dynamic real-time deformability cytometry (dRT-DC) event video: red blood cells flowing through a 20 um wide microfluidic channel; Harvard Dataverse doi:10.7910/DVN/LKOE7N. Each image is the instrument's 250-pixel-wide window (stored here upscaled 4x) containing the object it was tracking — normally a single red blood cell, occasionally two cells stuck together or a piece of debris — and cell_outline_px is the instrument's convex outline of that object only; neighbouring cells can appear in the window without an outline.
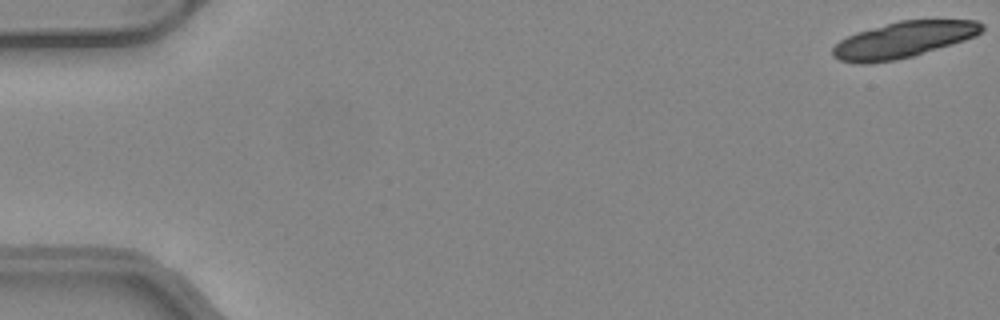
{"species": "common noctule bat (a hibernating species)", "species_latin": "Nyctalus noctula", "temperature_condition": "warm", "stored_images_in_passage": 19, "camera_frame_rate_fps": 3000, "um_per_image_px": 0.085, "animal": {"sex": "female", "body_mass_g": 24.6, "forearm_length_mm": 56.2}, "frame": {"image": 1, "passage_image": 1, "time_ms": 0.0, "image_size_px": [1000, 320], "cell_outline_px": [[984, 28], [976, 36], [952, 44], [912, 56], [896, 60], [868, 64], [856, 64], [840, 60], [832, 56], [832, 48], [840, 40], [856, 32], [900, 20], [976, 20], [984, 24]], "centroid_in_image_um": [76.77, 3.39], "position_along_channel_um": 8.2, "area_um2": 31.33}}